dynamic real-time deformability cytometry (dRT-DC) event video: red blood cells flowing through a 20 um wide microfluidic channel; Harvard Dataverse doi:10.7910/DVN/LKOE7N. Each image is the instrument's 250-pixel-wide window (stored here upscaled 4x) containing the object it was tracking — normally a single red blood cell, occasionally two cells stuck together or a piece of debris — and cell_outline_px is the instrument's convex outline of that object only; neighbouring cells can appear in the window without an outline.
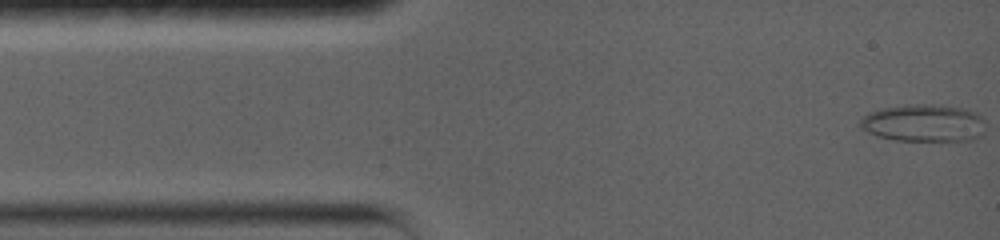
{"species": "common noctule bat (a hibernating species)", "species_latin": "Nyctalus noctula", "temperature_condition": "warm", "stored_images_in_passage": 51, "camera_frame_rate_fps": 5000, "um_per_image_px": 0.085, "animal": {"sex": "female", "body_mass_g": 19.0, "forearm_length_mm": 56.7}, "frame": {"image": 1, "passage_image": 1, "time_ms": 0.0, "image_size_px": [1000, 240], "cell_outline_px": [[984, 132], [980, 136], [972, 140], [896, 140], [880, 136], [868, 132], [860, 128], [860, 120], [868, 112], [880, 108], [904, 104], [940, 104], [964, 108], [976, 112], [984, 120]], "centroid_in_image_um": [78.53, 10.43], "position_along_channel_um": 6.5, "area_um2": 27.51}}
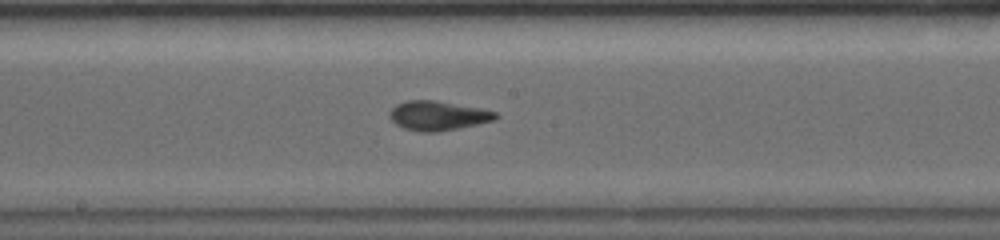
{"frame": {"image": 2, "passage_image": 25, "time_ms": 7.4, "image_size_px": [1000, 240], "cell_outline_px": [[500, 116], [496, 120], [436, 132], [420, 132], [404, 128], [396, 124], [388, 116], [388, 112], [396, 104], [408, 100], [436, 100], [480, 108], [496, 112]], "centroid_in_image_um": [37.21, 9.82], "position_along_channel_um": 211.0, "area_um2": 18.15}}
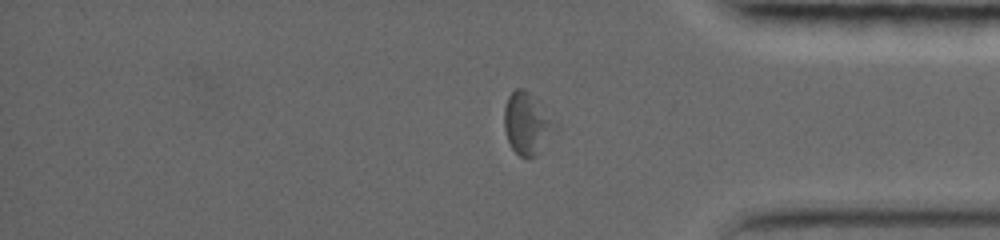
{"frame": {"image": 3, "passage_image": 45, "time_ms": 12.4, "image_size_px": [1000, 240], "cell_outline_px": [[536, 120], [532, 156], [520, 156], [512, 148], [508, 140], [504, 124], [504, 112], [508, 96], [516, 88], [524, 88], [528, 92]], "centroid_in_image_um": [44.21, 10.38], "position_along_channel_um": 391.0, "area_um2": 12.14}, "authors_computed_cell_mechanics": {"area_um2": 17.051, "velocity_mm_per_s": 3.806, "shape_relaxation_time_tau1_ms": 10.1592, "shape_relaxation_time_tau2_ms": 2.6339, "deformation_change_tau1": 0.2736, "deformation_change_tau2": 0.0989}}